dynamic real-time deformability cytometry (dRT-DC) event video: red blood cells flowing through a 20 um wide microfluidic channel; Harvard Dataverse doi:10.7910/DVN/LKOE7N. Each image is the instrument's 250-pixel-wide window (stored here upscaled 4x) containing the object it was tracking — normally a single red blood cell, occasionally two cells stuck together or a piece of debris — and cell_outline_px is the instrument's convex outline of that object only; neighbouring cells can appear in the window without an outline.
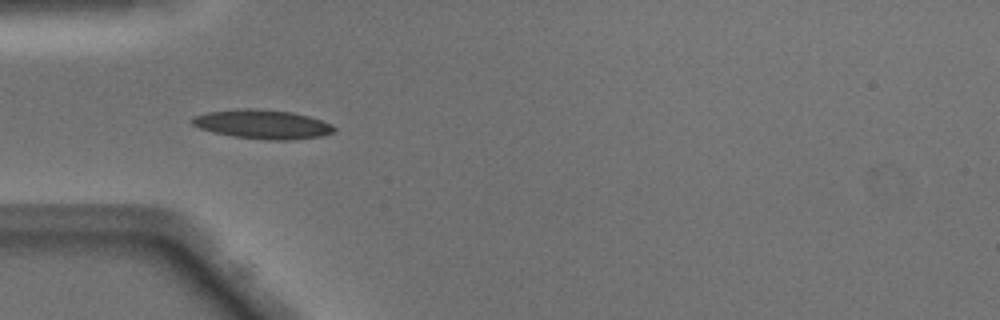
{"species": "Egyptian fruit bat (a non-hibernating species)", "species_latin": "Rousettus aegyptiacus", "temperature_condition": "warm", "stored_images_in_passage": 35, "camera_frame_rate_fps": 3000, "um_per_image_px": 0.085, "animal": {"sex": "male"}, "frame": {"image": 1, "passage_image": 1, "time_ms": 0.0, "image_size_px": [1000, 320], "cell_outline_px": [[336, 128], [332, 132], [320, 136], [288, 140], [268, 140], [232, 136], [200, 128], [192, 124], [192, 116], [208, 112], [236, 108], [256, 108], [292, 112], [308, 116], [332, 124]], "centroid_in_image_um": [22.3, 10.55], "position_along_channel_um": 62.7, "area_um2": 23.93}}
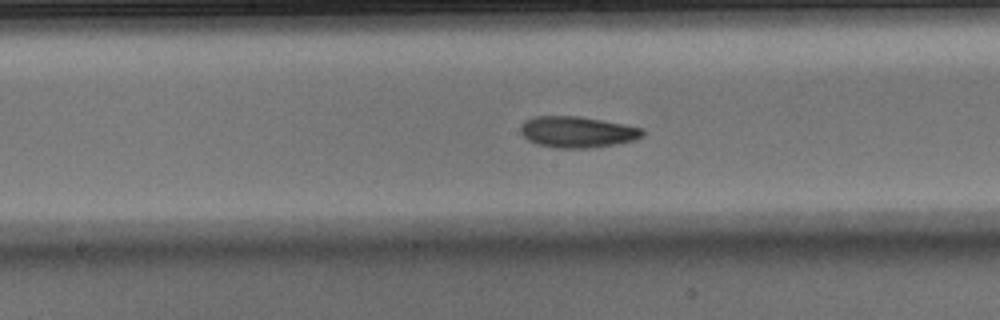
{"frame": {"image": 2, "passage_image": 11, "time_ms": 3.333, "image_size_px": [1000, 320], "cell_outline_px": [[644, 132], [636, 140], [616, 144], [588, 148], [556, 148], [536, 144], [528, 140], [520, 132], [520, 124], [524, 120], [536, 116], [580, 116], [624, 124], [644, 128]], "centroid_in_image_um": [49.05, 11.21], "position_along_channel_um": 199.2, "area_um2": 22.31}}
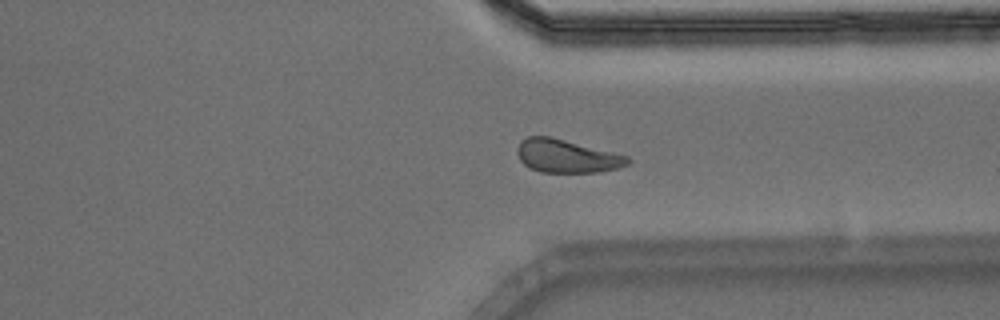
{"frame": {"image": 3, "passage_image": 23, "time_ms": 7.333, "image_size_px": [1000, 320], "cell_outline_px": [[632, 160], [628, 164], [620, 168], [596, 172], [540, 172], [524, 164], [520, 160], [516, 152], [516, 148], [520, 140], [528, 136], [548, 136], [628, 156]], "centroid_in_image_um": [48.15, 13.27], "position_along_channel_um": 363.3, "area_um2": 21.21}, "authors_computed_cell_mechanics": {"area_um2": 21.8484, "velocity_mm_per_s": 4.1065, "shape_relaxation_time_tau1_ms": 2.7866, "shape_relaxation_time_tau2_ms": 4.256, "deformation_change_tau1": 0.1427, "deformation_change_tau2": 0.124}}